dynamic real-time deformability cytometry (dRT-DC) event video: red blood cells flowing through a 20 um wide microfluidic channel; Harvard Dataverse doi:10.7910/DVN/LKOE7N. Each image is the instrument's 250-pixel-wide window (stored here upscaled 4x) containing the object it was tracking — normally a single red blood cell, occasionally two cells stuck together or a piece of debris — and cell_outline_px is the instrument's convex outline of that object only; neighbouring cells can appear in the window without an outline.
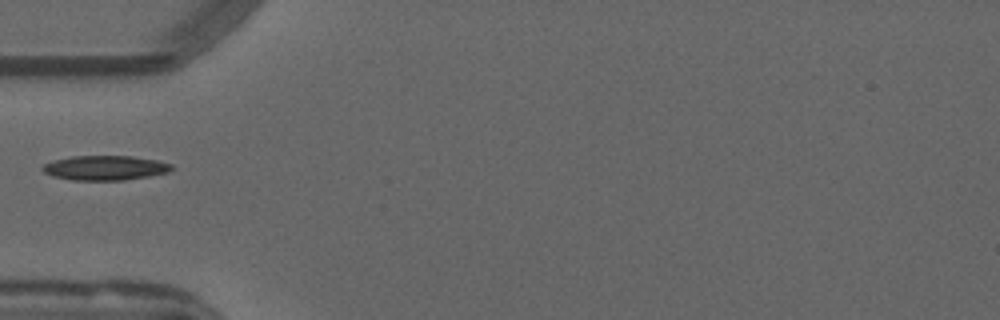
{"species": "common noctule bat (a hibernating species)", "species_latin": "Nyctalus noctula", "temperature_condition": "warm", "stored_images_in_passage": 37, "camera_frame_rate_fps": 3000, "um_per_image_px": 0.085, "animal": {"sex": "male", "forearm_length_mm": 52.5}, "frame": {"image": 1, "passage_image": 1, "time_ms": 0.0, "image_size_px": [1000, 320], "cell_outline_px": [[172, 168], [168, 172], [148, 176], [124, 180], [72, 180], [52, 176], [44, 172], [40, 168], [44, 164], [52, 160], [72, 156], [132, 156], [156, 160], [172, 164]], "centroid_in_image_um": [8.89, 14.26], "position_along_channel_um": 76.1, "area_um2": 18.5}}
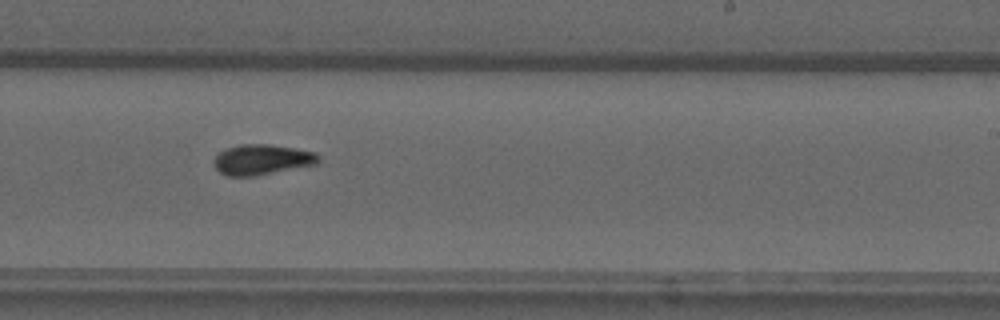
{"frame": {"image": 2, "passage_image": 16, "time_ms": 5.0, "image_size_px": [1000, 320], "cell_outline_px": [[320, 160], [316, 164], [256, 176], [228, 176], [220, 172], [212, 164], [212, 160], [220, 152], [228, 148], [240, 144], [268, 144], [316, 152], [320, 156]], "centroid_in_image_um": [22.25, 13.57], "position_along_channel_um": 266.7, "area_um2": 18.5}}
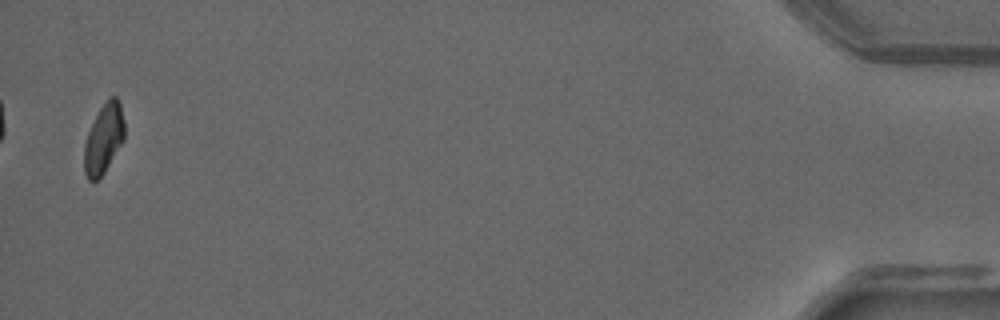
{"frame": {"image": 3, "passage_image": 36, "time_ms": 11.667, "image_size_px": [1000, 320], "cell_outline_px": [[124, 140], [104, 172], [96, 180], [88, 180], [84, 172], [84, 144], [88, 132], [100, 108], [108, 96], [116, 96], [120, 104], [124, 120]], "centroid_in_image_um": [8.82, 11.77], "position_along_channel_um": 426.4, "area_um2": 16.24}}